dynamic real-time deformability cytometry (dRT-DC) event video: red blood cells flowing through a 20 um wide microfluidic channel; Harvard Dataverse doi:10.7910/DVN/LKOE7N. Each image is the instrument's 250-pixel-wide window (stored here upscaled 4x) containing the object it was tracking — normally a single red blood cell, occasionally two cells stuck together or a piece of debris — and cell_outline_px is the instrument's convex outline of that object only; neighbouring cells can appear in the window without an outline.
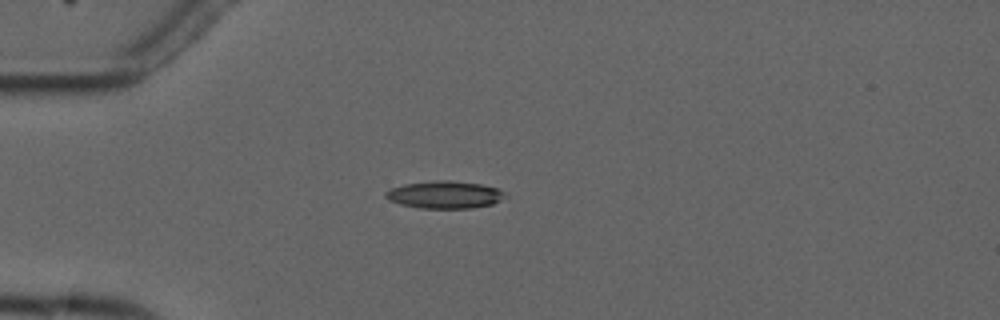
{"species": "common noctule bat (a hibernating species)", "species_latin": "Nyctalus noctula", "temperature_condition": "cold", "stored_images_in_passage": 7, "camera_frame_rate_fps": 3000, "um_per_image_px": 0.085, "animal": {"sex": "male", "forearm_length_mm": 52.5}, "frame": {"image": 1, "passage_image": 5, "time_ms": 4.667, "image_size_px": [1000, 320], "cell_outline_px": [[508, 196], [492, 204], [472, 208], [420, 208], [400, 204], [388, 200], [384, 196], [384, 192], [392, 188], [404, 184], [436, 180], [452, 180], [480, 184], [496, 188], [504, 192]], "centroid_in_image_um": [37.78, 16.55], "position_along_channel_um": 47.2, "area_um2": 19.13}}
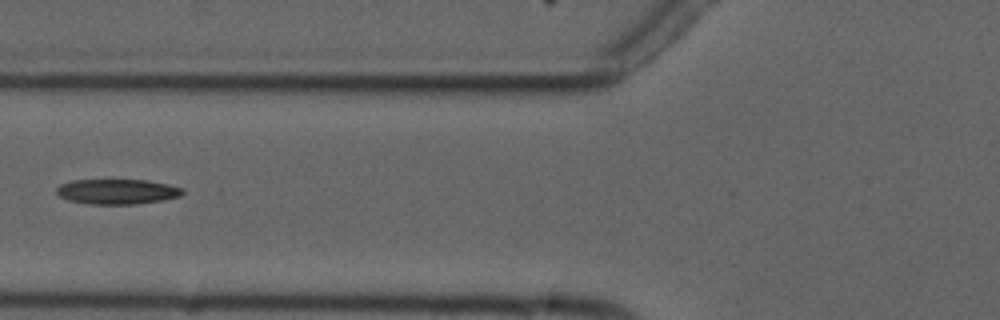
{"frame": {"image": 2, "passage_image": 7, "time_ms": 7.0, "image_size_px": [1000, 320], "cell_outline_px": [[184, 192], [180, 196], [164, 200], [132, 204], [88, 204], [68, 200], [60, 196], [56, 192], [56, 188], [60, 184], [72, 180], [148, 180], [168, 184], [184, 188]], "centroid_in_image_um": [9.97, 16.28], "position_along_channel_um": 115.8, "area_um2": 18.5}}